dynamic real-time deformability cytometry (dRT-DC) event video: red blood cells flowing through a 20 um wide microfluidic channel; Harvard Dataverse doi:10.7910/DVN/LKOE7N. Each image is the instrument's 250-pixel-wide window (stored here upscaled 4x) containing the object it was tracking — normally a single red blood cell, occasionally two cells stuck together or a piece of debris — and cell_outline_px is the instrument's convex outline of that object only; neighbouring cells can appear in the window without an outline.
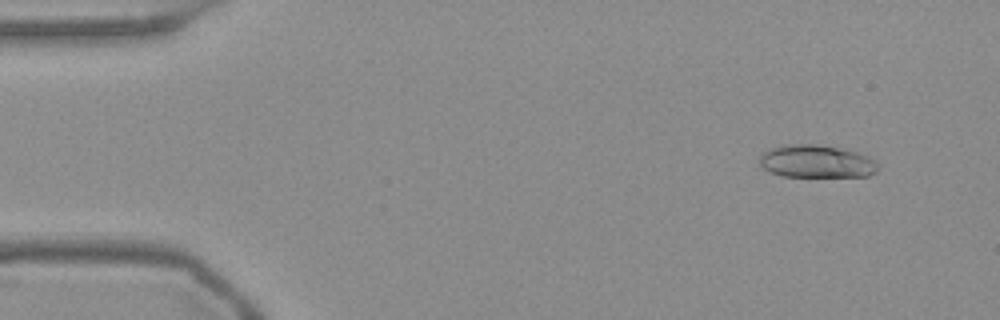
{"species": "Egyptian fruit bat (a non-hibernating species)", "species_latin": "Rousettus aegyptiacus", "temperature_condition": "warm", "stored_images_in_passage": 54, "camera_frame_rate_fps": 3000, "um_per_image_px": 0.085, "frame": {"image": 1, "passage_image": 5, "time_ms": 1.333, "image_size_px": [1000, 320], "cell_outline_px": [[880, 168], [876, 172], [868, 176], [784, 176], [772, 172], [764, 168], [760, 164], [760, 156], [768, 148], [784, 144], [816, 144], [860, 152], [876, 160], [880, 164]], "centroid_in_image_um": [69.45, 13.71], "position_along_channel_um": 15.5, "area_um2": 22.77}}
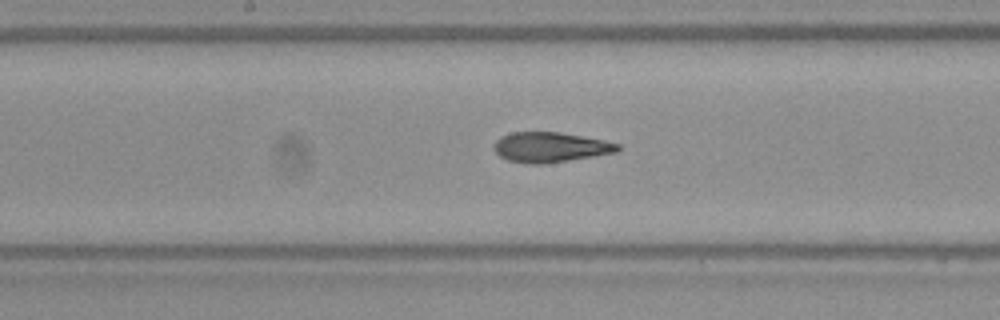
{"frame": {"image": 2, "passage_image": 28, "time_ms": 9.0, "image_size_px": [1000, 320], "cell_outline_px": [[620, 148], [616, 152], [544, 164], [528, 164], [508, 160], [500, 156], [492, 148], [496, 140], [500, 136], [512, 132], [560, 132], [604, 140], [620, 144]], "centroid_in_image_um": [46.74, 12.51], "position_along_channel_um": 201.5, "area_um2": 21.62}}
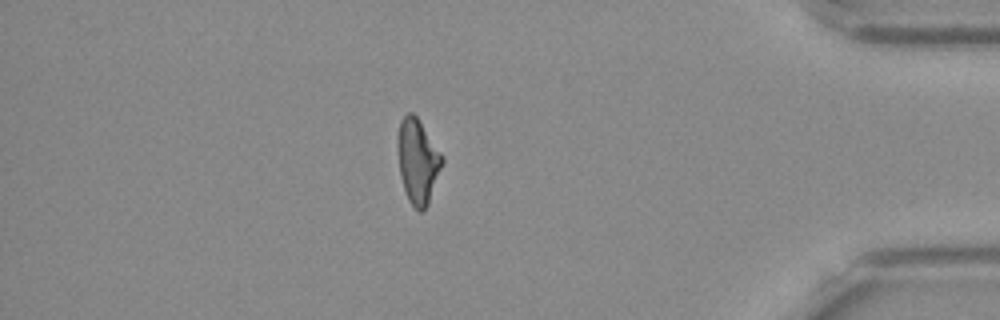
{"frame": {"image": 3, "passage_image": 47, "time_ms": 15.333, "image_size_px": [1000, 320], "cell_outline_px": [[444, 164], [428, 204], [424, 212], [420, 212], [408, 200], [400, 176], [396, 144], [396, 140], [400, 120], [408, 112], [412, 112], [416, 116], [444, 156]], "centroid_in_image_um": [35.51, 13.7], "position_along_channel_um": 399.7, "area_um2": 22.25}, "authors_computed_cell_mechanics": {"area_um2": 21.8484, "velocity_mm_per_s": 3.7649, "shape_relaxation_time_tau1_ms": null, "shape_relaxation_time_tau2_ms": 2.4219, "deformation_change_tau1": null, "deformation_change_tau2": 0.1036}}